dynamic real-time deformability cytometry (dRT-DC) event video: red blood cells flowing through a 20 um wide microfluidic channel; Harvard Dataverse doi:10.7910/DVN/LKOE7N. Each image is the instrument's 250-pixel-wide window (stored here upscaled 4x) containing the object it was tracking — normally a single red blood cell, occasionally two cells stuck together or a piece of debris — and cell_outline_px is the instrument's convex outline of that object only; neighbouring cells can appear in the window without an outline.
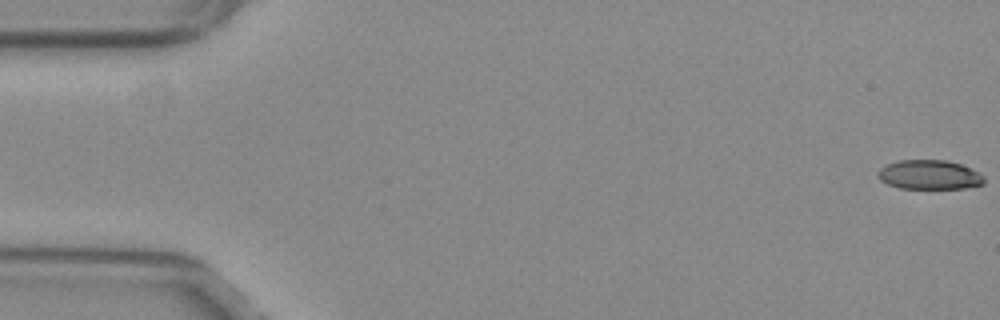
{"species": "common noctule bat (a hibernating species)", "species_latin": "Nyctalus noctula", "temperature_condition": "warm", "stored_images_in_passage": 44, "camera_frame_rate_fps": 3000, "um_per_image_px": 0.085, "animal": {"sex": "female", "body_mass_g": 29.2, "forearm_length_mm": 56.3}, "frame": {"image": 1, "passage_image": 1, "time_ms": 0.0, "image_size_px": [1000, 320], "cell_outline_px": [[984, 184], [964, 188], [900, 188], [888, 184], [880, 180], [876, 176], [876, 172], [880, 168], [888, 164], [900, 160], [944, 160], [960, 164], [984, 176]], "centroid_in_image_um": [78.95, 14.86], "position_along_channel_um": 6.0, "area_um2": 17.98}}
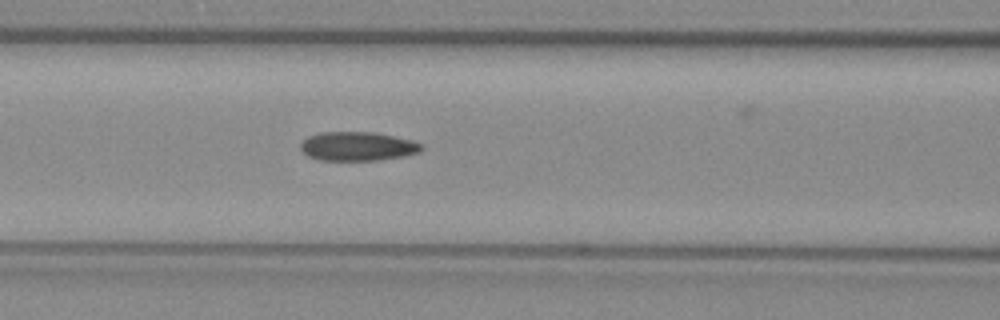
{"frame": {"image": 2, "passage_image": 23, "time_ms": 7.333, "image_size_px": [1000, 320], "cell_outline_px": [[424, 148], [420, 152], [404, 156], [380, 160], [320, 160], [308, 156], [300, 148], [300, 144], [308, 136], [320, 132], [372, 132], [412, 140], [424, 144]], "centroid_in_image_um": [30.42, 12.44], "position_along_channel_um": 136.2, "area_um2": 20.46}}
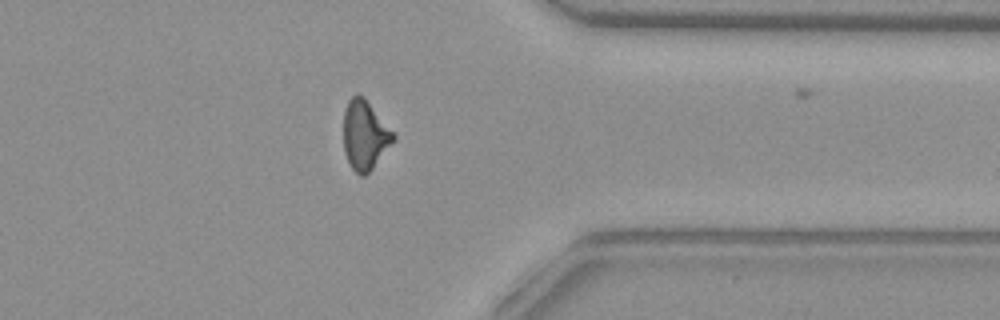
{"frame": {"image": 3, "passage_image": 43, "time_ms": 14.0, "image_size_px": [1000, 320], "cell_outline_px": [[396, 136], [372, 168], [364, 176], [360, 176], [352, 168], [344, 152], [344, 108], [348, 100], [356, 92], [368, 104]], "centroid_in_image_um": [30.96, 11.5], "position_along_channel_um": 380.4, "area_um2": 19.25}}